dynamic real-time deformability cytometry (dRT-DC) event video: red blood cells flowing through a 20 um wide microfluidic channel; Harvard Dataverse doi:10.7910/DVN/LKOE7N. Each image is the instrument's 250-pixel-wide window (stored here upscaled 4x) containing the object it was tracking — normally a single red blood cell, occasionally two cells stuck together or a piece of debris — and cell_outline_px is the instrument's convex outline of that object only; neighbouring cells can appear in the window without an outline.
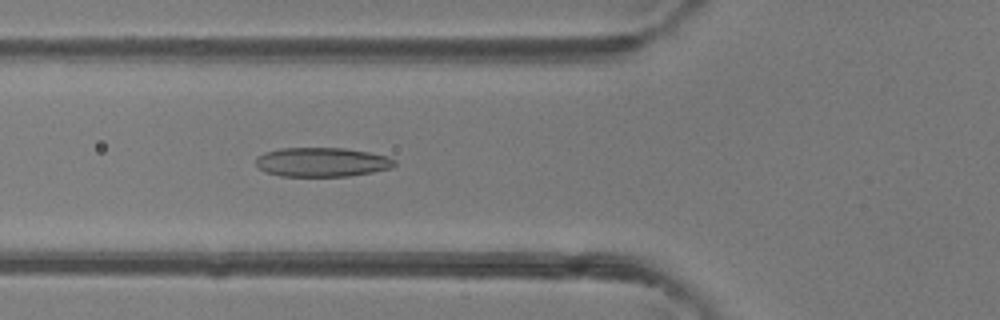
{"species": "common noctule bat (a hibernating species)", "species_latin": "Nyctalus noctula", "temperature_condition": "room temperature", "stored_images_in_passage": 46, "camera_frame_rate_fps": 3000, "um_per_image_px": 0.085, "animal": {"sex": "female"}, "frame": {"image": 1, "passage_image": 16, "time_ms": 5.0, "image_size_px": [1000, 320], "cell_outline_px": [[396, 164], [392, 168], [372, 172], [348, 176], [280, 176], [268, 172], [260, 168], [256, 164], [256, 156], [264, 152], [280, 148], [344, 148], [368, 152], [388, 156], [396, 160]], "centroid_in_image_um": [27.38, 13.77], "position_along_channel_um": 98.4, "area_um2": 23.64}}
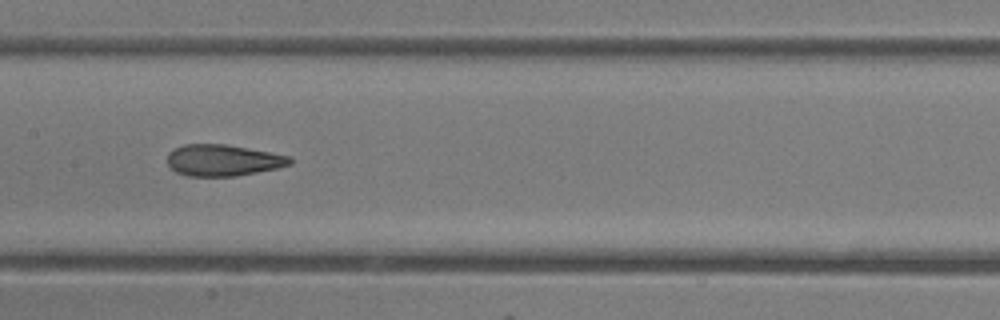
{"frame": {"image": 2, "passage_image": 22, "time_ms": 7.0, "image_size_px": [1000, 320], "cell_outline_px": [[292, 164], [276, 168], [236, 176], [188, 176], [176, 172], [168, 164], [168, 152], [184, 144], [224, 144], [248, 148], [292, 156]], "centroid_in_image_um": [18.97, 13.62], "position_along_channel_um": 188.4, "area_um2": 22.37}}
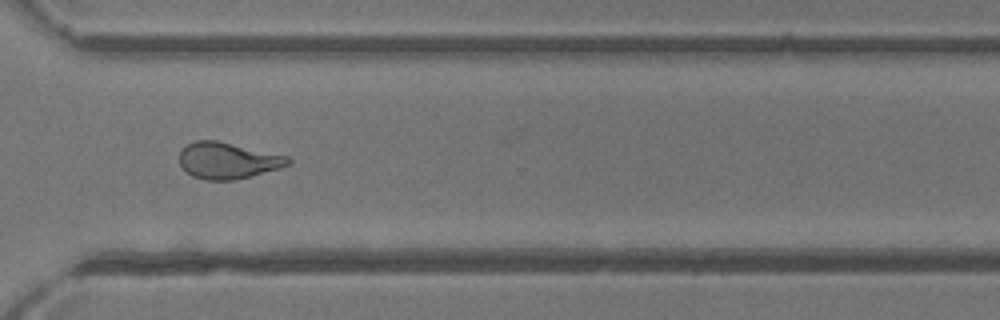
{"frame": {"image": 3, "passage_image": 33, "time_ms": 10.667, "image_size_px": [1000, 320], "cell_outline_px": [[292, 164], [280, 168], [236, 180], [204, 180], [192, 176], [180, 164], [180, 148], [196, 140], [216, 140], [288, 156], [292, 160]], "centroid_in_image_um": [19.37, 13.65], "position_along_channel_um": 351.2, "area_um2": 23.06}, "authors_computed_cell_mechanics": {"area_um2": 23.8714, "velocity_mm_per_s": 4.4514, "shape_relaxation_time_tau1_ms": 9.4254, "shape_relaxation_time_tau2_ms": 1.6308, "deformation_change_tau1": 0.2717, "deformation_change_tau2": 0.0952}}